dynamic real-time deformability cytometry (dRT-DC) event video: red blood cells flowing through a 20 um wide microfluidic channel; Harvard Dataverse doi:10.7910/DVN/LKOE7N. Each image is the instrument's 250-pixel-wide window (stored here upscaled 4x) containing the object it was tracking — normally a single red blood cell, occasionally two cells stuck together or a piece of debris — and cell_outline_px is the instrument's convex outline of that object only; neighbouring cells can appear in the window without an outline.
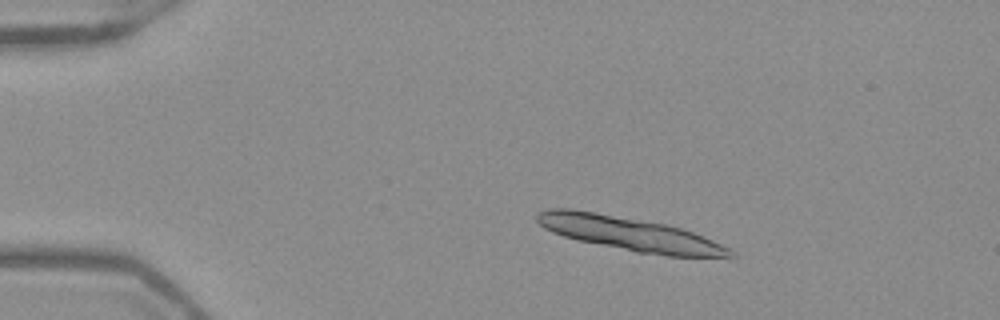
{"species": "Egyptian fruit bat (a non-hibernating species)", "species_latin": "Rousettus aegyptiacus", "temperature_condition": "warm", "stored_images_in_passage": 17, "camera_frame_rate_fps": 3000, "um_per_image_px": 0.085, "frame": {"image": 1, "passage_image": 10, "time_ms": 3.0, "image_size_px": [1000, 320], "cell_outline_px": [[736, 256], [668, 256], [636, 252], [580, 240], [564, 236], [552, 232], [544, 228], [536, 220], [536, 212], [548, 208], [572, 208], [596, 212], [664, 224], [680, 228], [704, 236], [732, 248], [736, 252]], "centroid_in_image_um": [53.5, 19.86], "position_along_channel_um": 31.5, "area_um2": 37.74}}